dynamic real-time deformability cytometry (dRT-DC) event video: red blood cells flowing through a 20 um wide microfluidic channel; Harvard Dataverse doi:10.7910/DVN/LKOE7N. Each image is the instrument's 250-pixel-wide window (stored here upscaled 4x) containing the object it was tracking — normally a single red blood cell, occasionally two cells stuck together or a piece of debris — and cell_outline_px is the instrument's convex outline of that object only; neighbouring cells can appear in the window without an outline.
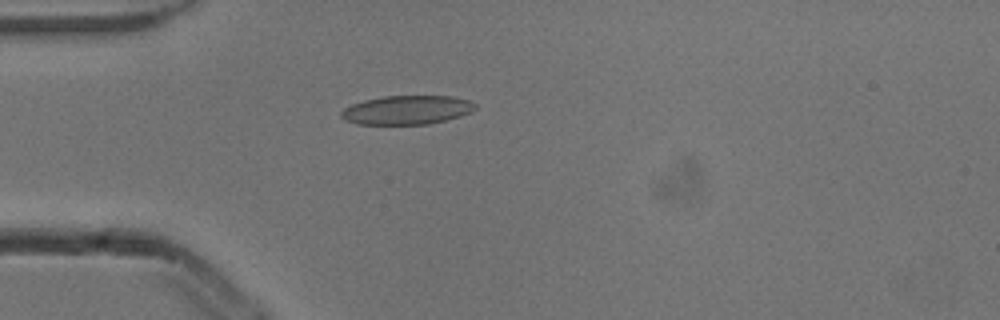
{"species": "common noctule bat (a hibernating species)", "species_latin": "Nyctalus noctula", "temperature_condition": "cold", "stored_images_in_passage": 3, "camera_frame_rate_fps": 3000, "um_per_image_px": 0.085, "animal": {"sex": "male", "body_mass_g": 13.3}, "frame": {"image": 1, "passage_image": 2, "time_ms": 0.333, "image_size_px": [1000, 320], "cell_outline_px": [[476, 108], [472, 112], [460, 116], [428, 124], [356, 124], [344, 120], [340, 116], [340, 112], [344, 108], [352, 104], [364, 100], [384, 96], [452, 96], [468, 100], [476, 104]], "centroid_in_image_um": [34.57, 9.35], "position_along_channel_um": 50.4, "area_um2": 22.6}}